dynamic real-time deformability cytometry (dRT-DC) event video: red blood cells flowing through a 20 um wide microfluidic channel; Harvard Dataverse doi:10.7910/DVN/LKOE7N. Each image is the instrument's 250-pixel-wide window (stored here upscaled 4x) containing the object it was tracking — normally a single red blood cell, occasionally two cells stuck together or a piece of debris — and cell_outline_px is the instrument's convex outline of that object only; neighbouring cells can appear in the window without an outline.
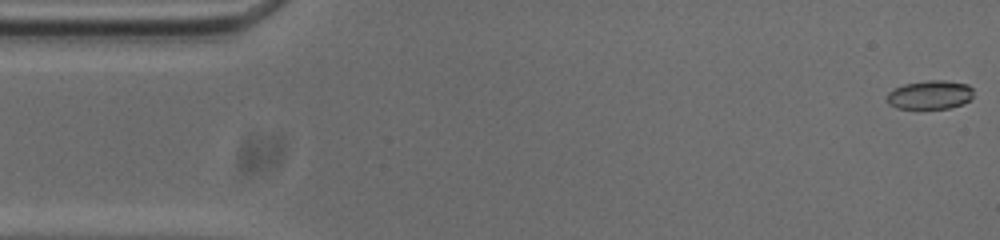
{"species": "common noctule bat (a hibernating species)", "species_latin": "Nyctalus noctula", "temperature_condition": "cold", "stored_images_in_passage": 54, "camera_frame_rate_fps": 3000, "um_per_image_px": 0.085, "animal": {"sex": "male", "body_mass_g": 20.0, "forearm_length_mm": 53.3}, "frame": {"image": 1, "passage_image": 1, "time_ms": 0.0, "image_size_px": [1000, 240], "cell_outline_px": [[972, 96], [964, 104], [948, 108], [896, 108], [888, 104], [888, 92], [892, 88], [904, 84], [928, 80], [944, 80], [968, 84], [972, 88]], "centroid_in_image_um": [79.04, 8.05], "position_along_channel_um": 6.0, "area_um2": 14.51}}
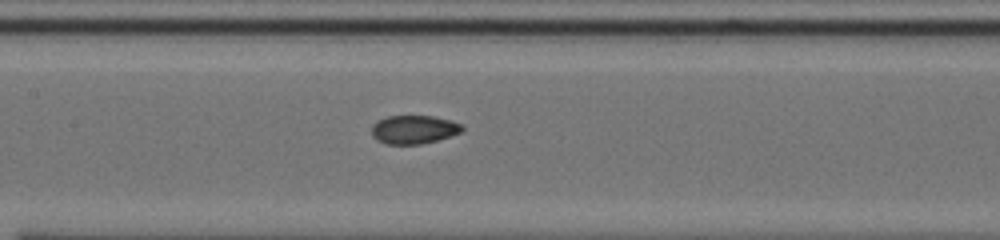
{"frame": {"image": 2, "passage_image": 24, "time_ms": 7.667, "image_size_px": [1000, 240], "cell_outline_px": [[464, 128], [460, 132], [436, 140], [420, 144], [384, 144], [376, 140], [372, 136], [372, 124], [376, 120], [388, 116], [432, 116], [452, 120], [464, 124]], "centroid_in_image_um": [35.15, 11.0], "position_along_channel_um": 172.3, "area_um2": 15.14}}
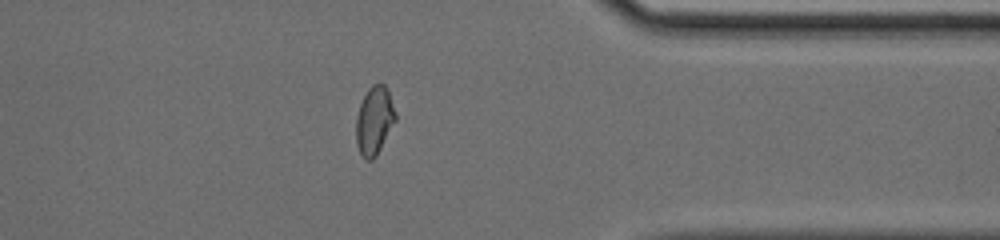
{"frame": {"image": 3, "passage_image": 42, "time_ms": 13.667, "image_size_px": [1000, 240], "cell_outline_px": [[396, 120], [376, 156], [372, 160], [364, 160], [356, 144], [356, 116], [360, 104], [368, 88], [372, 84], [384, 84], [388, 88], [396, 112]], "centroid_in_image_um": [31.82, 10.24], "position_along_channel_um": 379.6, "area_um2": 15.78}, "authors_computed_cell_mechanics": {"area_um2": 15.4037, "velocity_mm_per_s": 3.737, "shape_relaxation_time_tau1_ms": 6.4467, "shape_relaxation_time_tau2_ms": 0.9152, "deformation_change_tau1": 0.1573, "deformation_change_tau2": 0.0433}}